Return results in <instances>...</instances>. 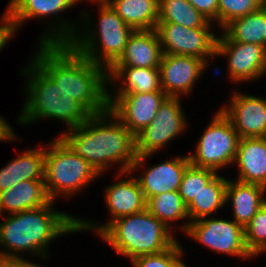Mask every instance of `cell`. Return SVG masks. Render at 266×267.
Masks as SVG:
<instances>
[{"label":"cell","instance_id":"obj_33","mask_svg":"<svg viewBox=\"0 0 266 267\" xmlns=\"http://www.w3.org/2000/svg\"><path fill=\"white\" fill-rule=\"evenodd\" d=\"M183 253V248L176 241L163 252L139 256L130 262L133 267H177L182 262Z\"/></svg>","mask_w":266,"mask_h":267},{"label":"cell","instance_id":"obj_12","mask_svg":"<svg viewBox=\"0 0 266 267\" xmlns=\"http://www.w3.org/2000/svg\"><path fill=\"white\" fill-rule=\"evenodd\" d=\"M217 38L216 56H228V74L233 82L252 81L266 73L263 45L231 41L224 33Z\"/></svg>","mask_w":266,"mask_h":267},{"label":"cell","instance_id":"obj_9","mask_svg":"<svg viewBox=\"0 0 266 267\" xmlns=\"http://www.w3.org/2000/svg\"><path fill=\"white\" fill-rule=\"evenodd\" d=\"M239 135L233 124L219 109L199 138L195 154H189L190 164L195 167L218 171L234 163Z\"/></svg>","mask_w":266,"mask_h":267},{"label":"cell","instance_id":"obj_22","mask_svg":"<svg viewBox=\"0 0 266 267\" xmlns=\"http://www.w3.org/2000/svg\"><path fill=\"white\" fill-rule=\"evenodd\" d=\"M27 180H44L43 147L27 149L0 169V192Z\"/></svg>","mask_w":266,"mask_h":267},{"label":"cell","instance_id":"obj_13","mask_svg":"<svg viewBox=\"0 0 266 267\" xmlns=\"http://www.w3.org/2000/svg\"><path fill=\"white\" fill-rule=\"evenodd\" d=\"M112 95L108 93L109 110L134 136L150 124L168 97L164 92Z\"/></svg>","mask_w":266,"mask_h":267},{"label":"cell","instance_id":"obj_34","mask_svg":"<svg viewBox=\"0 0 266 267\" xmlns=\"http://www.w3.org/2000/svg\"><path fill=\"white\" fill-rule=\"evenodd\" d=\"M210 22L218 23V0H188Z\"/></svg>","mask_w":266,"mask_h":267},{"label":"cell","instance_id":"obj_28","mask_svg":"<svg viewBox=\"0 0 266 267\" xmlns=\"http://www.w3.org/2000/svg\"><path fill=\"white\" fill-rule=\"evenodd\" d=\"M158 22L176 23L187 28L212 27L188 0H159Z\"/></svg>","mask_w":266,"mask_h":267},{"label":"cell","instance_id":"obj_31","mask_svg":"<svg viewBox=\"0 0 266 267\" xmlns=\"http://www.w3.org/2000/svg\"><path fill=\"white\" fill-rule=\"evenodd\" d=\"M244 233L246 247L253 257L266 251V203L244 228Z\"/></svg>","mask_w":266,"mask_h":267},{"label":"cell","instance_id":"obj_1","mask_svg":"<svg viewBox=\"0 0 266 267\" xmlns=\"http://www.w3.org/2000/svg\"><path fill=\"white\" fill-rule=\"evenodd\" d=\"M32 60L67 96L80 103L91 115L109 109L108 71L88 60L69 43H38Z\"/></svg>","mask_w":266,"mask_h":267},{"label":"cell","instance_id":"obj_6","mask_svg":"<svg viewBox=\"0 0 266 267\" xmlns=\"http://www.w3.org/2000/svg\"><path fill=\"white\" fill-rule=\"evenodd\" d=\"M147 209L110 222L98 235L118 254L133 260L169 249L177 240Z\"/></svg>","mask_w":266,"mask_h":267},{"label":"cell","instance_id":"obj_37","mask_svg":"<svg viewBox=\"0 0 266 267\" xmlns=\"http://www.w3.org/2000/svg\"><path fill=\"white\" fill-rule=\"evenodd\" d=\"M0 267H42L28 260H1Z\"/></svg>","mask_w":266,"mask_h":267},{"label":"cell","instance_id":"obj_30","mask_svg":"<svg viewBox=\"0 0 266 267\" xmlns=\"http://www.w3.org/2000/svg\"><path fill=\"white\" fill-rule=\"evenodd\" d=\"M217 174L216 171L189 165L183 174L179 194L188 205L201 189Z\"/></svg>","mask_w":266,"mask_h":267},{"label":"cell","instance_id":"obj_20","mask_svg":"<svg viewBox=\"0 0 266 267\" xmlns=\"http://www.w3.org/2000/svg\"><path fill=\"white\" fill-rule=\"evenodd\" d=\"M265 191L266 187L262 185L228 180L225 200L227 205L229 201L232 202L236 223L243 228L250 223L257 211L266 203Z\"/></svg>","mask_w":266,"mask_h":267},{"label":"cell","instance_id":"obj_8","mask_svg":"<svg viewBox=\"0 0 266 267\" xmlns=\"http://www.w3.org/2000/svg\"><path fill=\"white\" fill-rule=\"evenodd\" d=\"M179 97H167L158 109L156 117L135 136L137 157L130 173L145 167V160L180 136L187 128V121Z\"/></svg>","mask_w":266,"mask_h":267},{"label":"cell","instance_id":"obj_7","mask_svg":"<svg viewBox=\"0 0 266 267\" xmlns=\"http://www.w3.org/2000/svg\"><path fill=\"white\" fill-rule=\"evenodd\" d=\"M49 143L44 148V183L51 201L57 196L71 197L101 176L59 137Z\"/></svg>","mask_w":266,"mask_h":267},{"label":"cell","instance_id":"obj_39","mask_svg":"<svg viewBox=\"0 0 266 267\" xmlns=\"http://www.w3.org/2000/svg\"><path fill=\"white\" fill-rule=\"evenodd\" d=\"M177 267H187V265L182 261Z\"/></svg>","mask_w":266,"mask_h":267},{"label":"cell","instance_id":"obj_15","mask_svg":"<svg viewBox=\"0 0 266 267\" xmlns=\"http://www.w3.org/2000/svg\"><path fill=\"white\" fill-rule=\"evenodd\" d=\"M230 105L220 108L240 138L266 136V99L236 92Z\"/></svg>","mask_w":266,"mask_h":267},{"label":"cell","instance_id":"obj_24","mask_svg":"<svg viewBox=\"0 0 266 267\" xmlns=\"http://www.w3.org/2000/svg\"><path fill=\"white\" fill-rule=\"evenodd\" d=\"M118 16L134 30L155 29L159 0H105Z\"/></svg>","mask_w":266,"mask_h":267},{"label":"cell","instance_id":"obj_4","mask_svg":"<svg viewBox=\"0 0 266 267\" xmlns=\"http://www.w3.org/2000/svg\"><path fill=\"white\" fill-rule=\"evenodd\" d=\"M91 2L99 4V24L95 26L96 31L95 28L92 29L93 26L88 27L90 17L85 12L81 16L82 20L79 21L81 23L84 20L87 25L85 33L82 32L84 36L78 32L79 30H76V25L63 22V19L60 20L61 24L57 23L54 25L55 27L52 25L50 29H47L51 32H45L39 43H69L88 60L108 70L124 53L126 43L134 29L126 25L105 0H91ZM88 22L89 24H87ZM97 39L99 40L97 41Z\"/></svg>","mask_w":266,"mask_h":267},{"label":"cell","instance_id":"obj_18","mask_svg":"<svg viewBox=\"0 0 266 267\" xmlns=\"http://www.w3.org/2000/svg\"><path fill=\"white\" fill-rule=\"evenodd\" d=\"M163 52L155 29L134 30L126 43L124 53L111 67L160 66Z\"/></svg>","mask_w":266,"mask_h":267},{"label":"cell","instance_id":"obj_40","mask_svg":"<svg viewBox=\"0 0 266 267\" xmlns=\"http://www.w3.org/2000/svg\"><path fill=\"white\" fill-rule=\"evenodd\" d=\"M263 6L266 8V0H263Z\"/></svg>","mask_w":266,"mask_h":267},{"label":"cell","instance_id":"obj_2","mask_svg":"<svg viewBox=\"0 0 266 267\" xmlns=\"http://www.w3.org/2000/svg\"><path fill=\"white\" fill-rule=\"evenodd\" d=\"M67 130L59 138L99 175L117 163L120 169L115 178L130 174L137 157L136 139L109 109L91 115L86 122Z\"/></svg>","mask_w":266,"mask_h":267},{"label":"cell","instance_id":"obj_26","mask_svg":"<svg viewBox=\"0 0 266 267\" xmlns=\"http://www.w3.org/2000/svg\"><path fill=\"white\" fill-rule=\"evenodd\" d=\"M228 179L218 173L201 189L187 205L189 222L210 217L226 204V187Z\"/></svg>","mask_w":266,"mask_h":267},{"label":"cell","instance_id":"obj_14","mask_svg":"<svg viewBox=\"0 0 266 267\" xmlns=\"http://www.w3.org/2000/svg\"><path fill=\"white\" fill-rule=\"evenodd\" d=\"M208 64L191 56L164 54L160 62L161 88L168 97H181L192 92L196 80Z\"/></svg>","mask_w":266,"mask_h":267},{"label":"cell","instance_id":"obj_25","mask_svg":"<svg viewBox=\"0 0 266 267\" xmlns=\"http://www.w3.org/2000/svg\"><path fill=\"white\" fill-rule=\"evenodd\" d=\"M82 0H18L6 13L13 32L31 18H46L70 9Z\"/></svg>","mask_w":266,"mask_h":267},{"label":"cell","instance_id":"obj_32","mask_svg":"<svg viewBox=\"0 0 266 267\" xmlns=\"http://www.w3.org/2000/svg\"><path fill=\"white\" fill-rule=\"evenodd\" d=\"M263 0H218V24L224 28L233 19L257 12Z\"/></svg>","mask_w":266,"mask_h":267},{"label":"cell","instance_id":"obj_23","mask_svg":"<svg viewBox=\"0 0 266 267\" xmlns=\"http://www.w3.org/2000/svg\"><path fill=\"white\" fill-rule=\"evenodd\" d=\"M108 83L122 79L123 85L116 87L114 94H134L147 92H163L161 88L160 68L143 67H110L108 70Z\"/></svg>","mask_w":266,"mask_h":267},{"label":"cell","instance_id":"obj_3","mask_svg":"<svg viewBox=\"0 0 266 267\" xmlns=\"http://www.w3.org/2000/svg\"><path fill=\"white\" fill-rule=\"evenodd\" d=\"M53 203L50 201L43 207L4 217L0 223V245L5 247L0 250L1 260H26L21 257V252L48 258L50 241L64 234L79 232L78 218L54 210Z\"/></svg>","mask_w":266,"mask_h":267},{"label":"cell","instance_id":"obj_5","mask_svg":"<svg viewBox=\"0 0 266 267\" xmlns=\"http://www.w3.org/2000/svg\"><path fill=\"white\" fill-rule=\"evenodd\" d=\"M23 69L27 78L26 100L18 117V123L30 124L45 118L60 119L68 129L87 121L91 114L77 101L52 81V79L32 60Z\"/></svg>","mask_w":266,"mask_h":267},{"label":"cell","instance_id":"obj_35","mask_svg":"<svg viewBox=\"0 0 266 267\" xmlns=\"http://www.w3.org/2000/svg\"><path fill=\"white\" fill-rule=\"evenodd\" d=\"M0 51L3 47L10 41L13 37L14 32L12 26L10 24L9 18L7 13L3 14L2 18L0 19ZM8 41V42H7Z\"/></svg>","mask_w":266,"mask_h":267},{"label":"cell","instance_id":"obj_38","mask_svg":"<svg viewBox=\"0 0 266 267\" xmlns=\"http://www.w3.org/2000/svg\"><path fill=\"white\" fill-rule=\"evenodd\" d=\"M18 0H10L8 3V7L5 12H7Z\"/></svg>","mask_w":266,"mask_h":267},{"label":"cell","instance_id":"obj_17","mask_svg":"<svg viewBox=\"0 0 266 267\" xmlns=\"http://www.w3.org/2000/svg\"><path fill=\"white\" fill-rule=\"evenodd\" d=\"M189 165L190 160L187 155L146 167L144 175L136 177L146 201L161 193L178 191L183 174Z\"/></svg>","mask_w":266,"mask_h":267},{"label":"cell","instance_id":"obj_16","mask_svg":"<svg viewBox=\"0 0 266 267\" xmlns=\"http://www.w3.org/2000/svg\"><path fill=\"white\" fill-rule=\"evenodd\" d=\"M105 202L111 219L102 225L78 219V231L95 230L98 234L112 221L122 216L136 214L146 209V199L136 177L120 180L105 189ZM92 222V223H91ZM97 226V227H96Z\"/></svg>","mask_w":266,"mask_h":267},{"label":"cell","instance_id":"obj_21","mask_svg":"<svg viewBox=\"0 0 266 267\" xmlns=\"http://www.w3.org/2000/svg\"><path fill=\"white\" fill-rule=\"evenodd\" d=\"M44 180L17 182L12 188L0 192V216L4 210L15 214L43 207L50 202Z\"/></svg>","mask_w":266,"mask_h":267},{"label":"cell","instance_id":"obj_27","mask_svg":"<svg viewBox=\"0 0 266 267\" xmlns=\"http://www.w3.org/2000/svg\"><path fill=\"white\" fill-rule=\"evenodd\" d=\"M222 31L231 41L264 46L266 8L263 6L257 12L233 19Z\"/></svg>","mask_w":266,"mask_h":267},{"label":"cell","instance_id":"obj_29","mask_svg":"<svg viewBox=\"0 0 266 267\" xmlns=\"http://www.w3.org/2000/svg\"><path fill=\"white\" fill-rule=\"evenodd\" d=\"M146 209L170 230L169 222L188 218L187 205L178 191H168L150 197L146 201Z\"/></svg>","mask_w":266,"mask_h":267},{"label":"cell","instance_id":"obj_10","mask_svg":"<svg viewBox=\"0 0 266 267\" xmlns=\"http://www.w3.org/2000/svg\"><path fill=\"white\" fill-rule=\"evenodd\" d=\"M180 229L191 239L217 253L239 256L245 260L253 257L245 244L244 228L234 220L203 217L183 223Z\"/></svg>","mask_w":266,"mask_h":267},{"label":"cell","instance_id":"obj_19","mask_svg":"<svg viewBox=\"0 0 266 267\" xmlns=\"http://www.w3.org/2000/svg\"><path fill=\"white\" fill-rule=\"evenodd\" d=\"M235 180L266 187V137L240 138L236 158Z\"/></svg>","mask_w":266,"mask_h":267},{"label":"cell","instance_id":"obj_36","mask_svg":"<svg viewBox=\"0 0 266 267\" xmlns=\"http://www.w3.org/2000/svg\"><path fill=\"white\" fill-rule=\"evenodd\" d=\"M17 135L10 124L0 115V141H12Z\"/></svg>","mask_w":266,"mask_h":267},{"label":"cell","instance_id":"obj_11","mask_svg":"<svg viewBox=\"0 0 266 267\" xmlns=\"http://www.w3.org/2000/svg\"><path fill=\"white\" fill-rule=\"evenodd\" d=\"M211 27L187 28L176 23L157 22L158 34L164 54L198 57L208 64L216 56L218 36Z\"/></svg>","mask_w":266,"mask_h":267},{"label":"cell","instance_id":"obj_41","mask_svg":"<svg viewBox=\"0 0 266 267\" xmlns=\"http://www.w3.org/2000/svg\"><path fill=\"white\" fill-rule=\"evenodd\" d=\"M264 47L266 49V35H265V40H264Z\"/></svg>","mask_w":266,"mask_h":267}]
</instances>
